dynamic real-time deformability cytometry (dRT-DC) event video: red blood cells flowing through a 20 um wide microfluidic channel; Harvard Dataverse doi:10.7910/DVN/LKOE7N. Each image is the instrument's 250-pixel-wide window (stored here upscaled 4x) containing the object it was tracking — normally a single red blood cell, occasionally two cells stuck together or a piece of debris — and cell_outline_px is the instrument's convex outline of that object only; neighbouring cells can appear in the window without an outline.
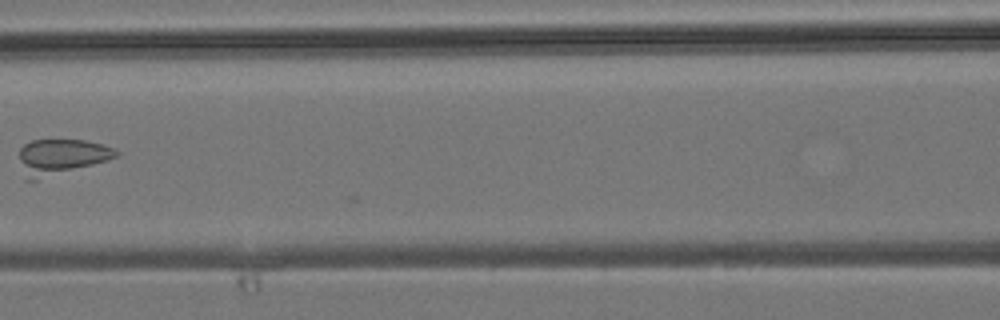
{"species": "common noctule bat (a hibernating species)", "species_latin": "Nyctalus noctula", "temperature_condition": "room temperature", "stored_images_in_passage": 7, "camera_frame_rate_fps": 3000, "um_per_image_px": 0.085, "animal": {"sex": "male", "body_mass_g": 19.2, "forearm_length_mm": 51.8}, "frame": {"image": 1, "passage_image": 7, "time_ms": 7.0, "image_size_px": [1000, 320], "cell_outline_px": [[120, 152], [116, 156], [108, 160], [36, 180], [28, 180], [20, 160], [20, 148], [24, 144], [32, 140], [84, 140], [116, 148]], "centroid_in_image_um": [5.22, 13.3], "position_along_channel_um": 161.4, "area_um2": 19.59}}